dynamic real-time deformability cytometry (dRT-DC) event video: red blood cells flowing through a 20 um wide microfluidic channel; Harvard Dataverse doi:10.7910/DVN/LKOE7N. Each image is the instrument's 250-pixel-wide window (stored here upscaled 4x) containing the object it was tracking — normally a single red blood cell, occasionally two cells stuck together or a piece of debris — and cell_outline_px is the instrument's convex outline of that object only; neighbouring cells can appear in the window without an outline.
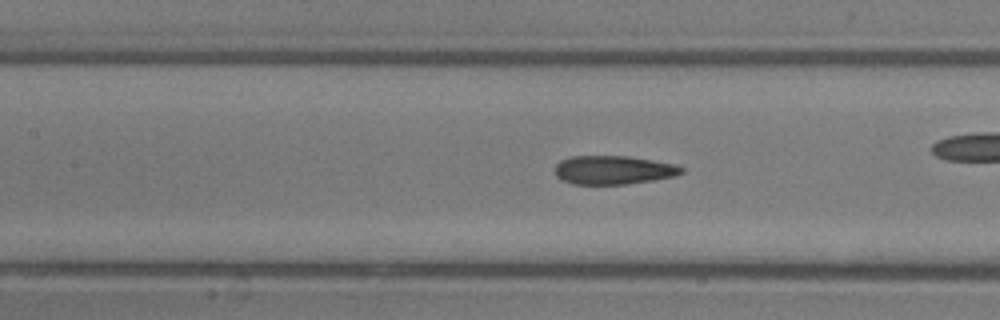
{"species": "common noctule bat (a hibernating species)", "species_latin": "Nyctalus noctula", "temperature_condition": "room temperature", "stored_images_in_passage": 50, "camera_frame_rate_fps": 3000, "um_per_image_px": 0.085, "animal": {"sex": "male", "body_mass_g": 13.3}, "frame": {"image": 1, "passage_image": 22, "time_ms": 7.0, "image_size_px": [1000, 320], "cell_outline_px": [[684, 172], [676, 176], [628, 184], [572, 184], [560, 180], [556, 176], [556, 164], [560, 160], [572, 156], [628, 156], [676, 164], [684, 168]], "centroid_in_image_um": [52.14, 14.45], "position_along_channel_um": 155.3, "area_um2": 21.27}, "authors_computed_cell_mechanics": {"area_um2": 21.5305, "velocity_mm_per_s": 4.2171, "shape_relaxation_time_tau1_ms": 4.7564, "shape_relaxation_time_tau2_ms": 1.6168, "deformation_change_tau1": 0.1924, "deformation_change_tau2": 0.1085}}